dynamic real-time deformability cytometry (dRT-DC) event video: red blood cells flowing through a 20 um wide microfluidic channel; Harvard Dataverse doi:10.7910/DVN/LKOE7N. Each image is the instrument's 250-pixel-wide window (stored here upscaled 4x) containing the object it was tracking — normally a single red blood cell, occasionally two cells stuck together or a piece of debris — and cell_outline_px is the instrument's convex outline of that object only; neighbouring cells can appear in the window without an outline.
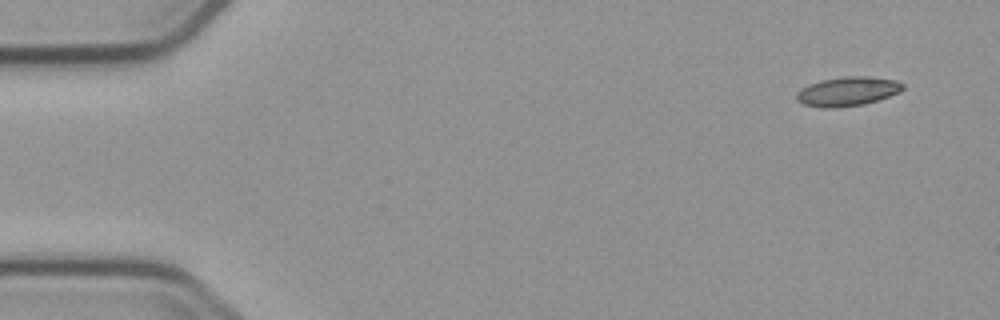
{"species": "common noctule bat (a hibernating species)", "species_latin": "Nyctalus noctula", "temperature_condition": "cold", "stored_images_in_passage": 9, "camera_frame_rate_fps": 3000, "um_per_image_px": 0.085, "animal": {"sex": "male", "body_mass_g": 23.1, "forearm_length_mm": 52.7}, "frame": {"image": 1, "passage_image": 1, "time_ms": 0.0, "image_size_px": [1000, 320], "cell_outline_px": [[904, 88], [900, 92], [864, 104], [836, 108], [820, 108], [804, 104], [796, 100], [796, 92], [808, 84], [820, 80], [848, 76], [868, 76], [896, 80], [904, 84]], "centroid_in_image_um": [72.02, 7.77], "position_along_channel_um": 13.0, "area_um2": 18.15}}
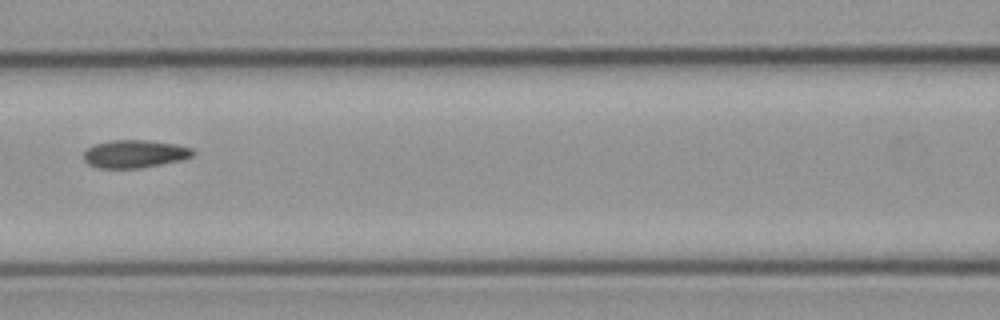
{"frame": {"image": 2, "passage_image": 6, "time_ms": 7.0, "image_size_px": [1000, 320], "cell_outline_px": [[196, 152], [192, 156], [184, 160], [140, 168], [100, 168], [88, 164], [84, 160], [84, 152], [88, 148], [96, 144], [112, 140], [144, 140], [176, 144], [192, 148]], "centroid_in_image_um": [11.49, 13.08], "position_along_channel_um": 155.1, "area_um2": 17.74}}
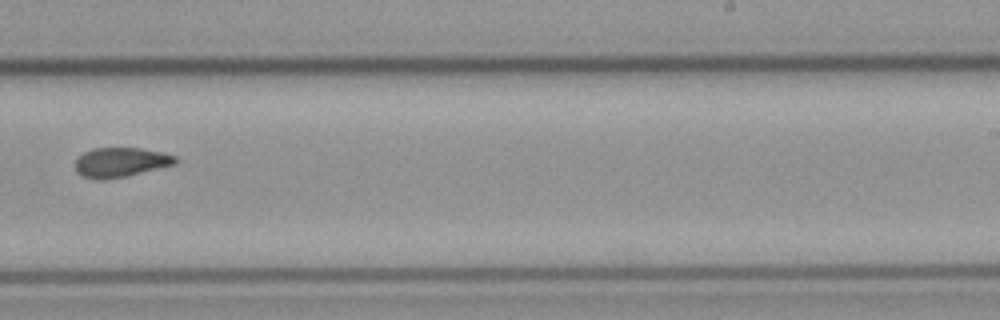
{"frame": {"image": 3, "passage_image": 9, "time_ms": 10.333, "image_size_px": [1000, 320], "cell_outline_px": [[180, 160], [176, 164], [128, 176], [104, 180], [84, 176], [76, 168], [76, 160], [84, 152], [92, 148], [140, 148], [164, 152], [176, 156]], "centroid_in_image_um": [10.34, 13.78], "position_along_channel_um": 278.7, "area_um2": 17.22}}